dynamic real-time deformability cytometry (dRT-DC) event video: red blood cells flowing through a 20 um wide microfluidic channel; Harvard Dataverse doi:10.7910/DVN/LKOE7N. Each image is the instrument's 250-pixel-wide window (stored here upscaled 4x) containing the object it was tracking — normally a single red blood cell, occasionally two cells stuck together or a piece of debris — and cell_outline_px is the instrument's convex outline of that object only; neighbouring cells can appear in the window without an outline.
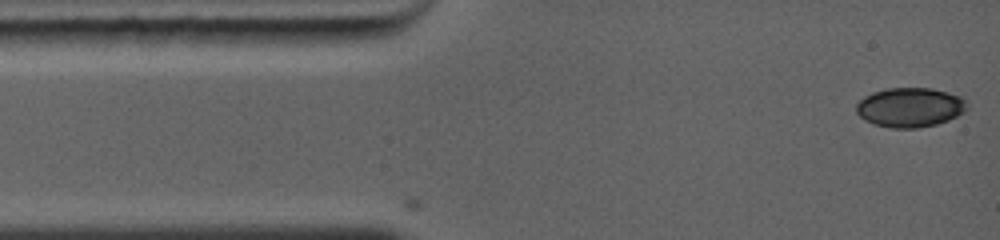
{"species": "common noctule bat (a hibernating species)", "species_latin": "Nyctalus noctula", "temperature_condition": "warm", "stored_images_in_passage": 37, "camera_frame_rate_fps": 5000, "um_per_image_px": 0.085, "animal": {"sex": "female", "body_mass_g": 19.0, "forearm_length_mm": 56.7}, "frame": {"image": 1, "passage_image": 1, "time_ms": 0.0, "image_size_px": [1000, 240], "cell_outline_px": [[968, 108], [964, 112], [948, 120], [936, 124], [920, 128], [888, 128], [872, 124], [864, 120], [856, 112], [856, 104], [864, 96], [872, 92], [888, 88], [932, 88], [948, 92], [960, 96], [964, 100]], "centroid_in_image_um": [77.32, 9.13], "position_along_channel_um": 7.7, "area_um2": 25.66}}
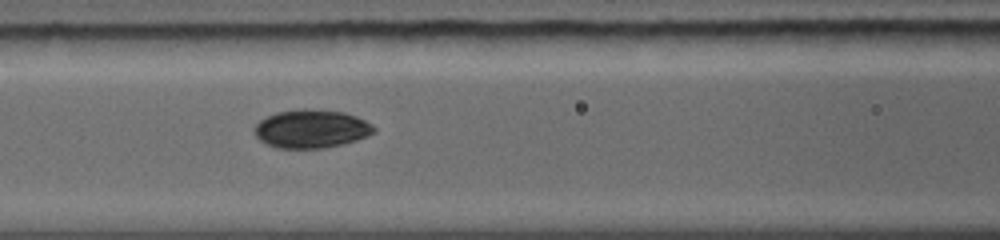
{"frame": {"image": 2, "passage_image": 16, "time_ms": 4.6, "image_size_px": [1000, 240], "cell_outline_px": [[376, 132], [368, 136], [356, 140], [324, 148], [276, 148], [260, 140], [256, 136], [256, 124], [260, 120], [268, 116], [280, 112], [344, 112], [356, 116], [372, 124], [376, 128]], "centroid_in_image_um": [26.51, 11.01], "position_along_channel_um": 140.1, "area_um2": 25.55}}
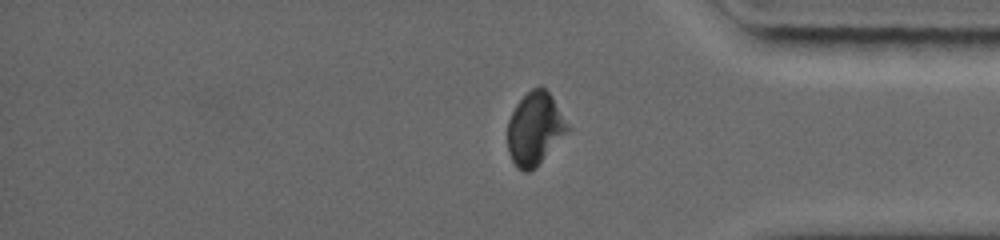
{"frame": {"image": 3, "passage_image": 32, "time_ms": 10.6, "image_size_px": [1000, 240], "cell_outline_px": [[572, 128], [536, 168], [528, 172], [524, 172], [516, 168], [508, 152], [508, 120], [516, 104], [532, 88], [540, 84], [552, 96]], "centroid_in_image_um": [45.49, 10.95], "position_along_channel_um": 389.7, "area_um2": 25.84}, "authors_computed_cell_mechanics": {"area_um2": 25.5476, "velocity_mm_per_s": 4.3567, "shape_relaxation_time_tau1_ms": 2.7296, "shape_relaxation_time_tau2_ms": 1.5041, "deformation_change_tau1": 0.1396, "deformation_change_tau2": 0.0485}}